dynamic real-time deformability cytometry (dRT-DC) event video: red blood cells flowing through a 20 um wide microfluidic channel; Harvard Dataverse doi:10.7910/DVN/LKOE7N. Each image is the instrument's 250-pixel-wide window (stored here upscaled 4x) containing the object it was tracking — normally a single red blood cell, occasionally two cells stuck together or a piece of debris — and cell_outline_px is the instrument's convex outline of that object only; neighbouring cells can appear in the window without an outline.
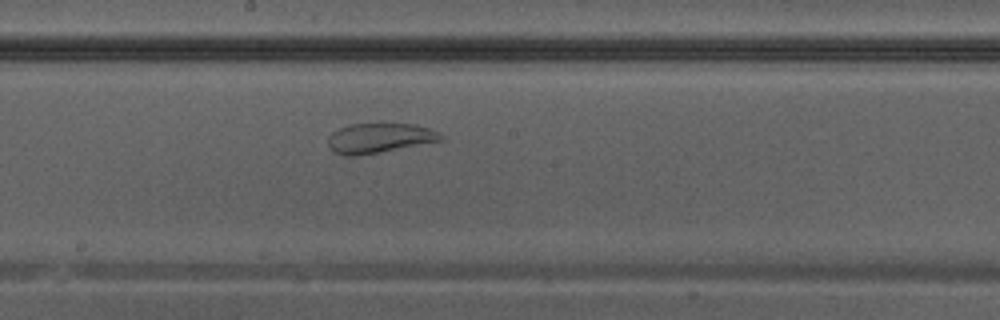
{"species": "Egyptian fruit bat (a non-hibernating species)", "species_latin": "Rousettus aegyptiacus", "temperature_condition": "warm", "stored_images_in_passage": 37, "segment_of_instrument_passage": [2, 2], "camera_frame_rate_fps": 3000, "um_per_image_px": 0.085, "animal": {"sex": "male"}, "frame": {"image": 1, "passage_image": 18, "time_ms": 5.667, "image_size_px": [1000, 320], "cell_outline_px": [[444, 140], [380, 152], [356, 156], [344, 156], [332, 152], [328, 148], [328, 136], [332, 132], [348, 124], [412, 124], [428, 128], [440, 132], [444, 136]], "centroid_in_image_um": [32.22, 11.75], "position_along_channel_um": 216.0, "area_um2": 19.71}}
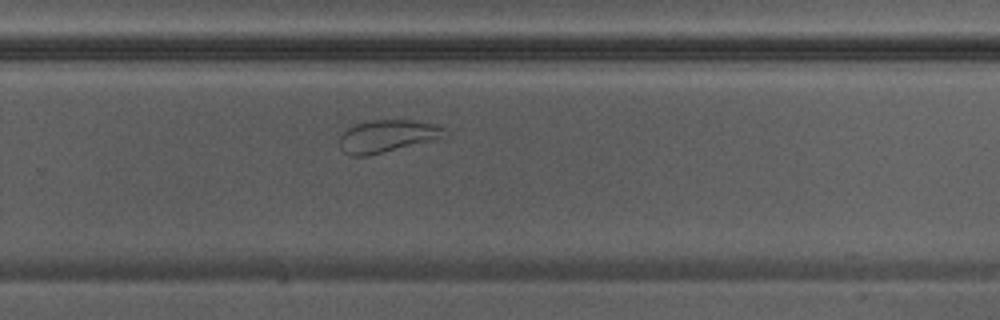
{"frame": {"image": 2, "passage_image": 23, "time_ms": 7.333, "image_size_px": [1000, 320], "cell_outline_px": [[448, 136], [368, 156], [352, 156], [344, 152], [340, 148], [340, 136], [348, 128], [356, 124], [368, 120], [412, 120], [436, 124], [444, 128], [448, 132]], "centroid_in_image_um": [32.93, 11.56], "position_along_channel_um": 296.9, "area_um2": 19.83}}
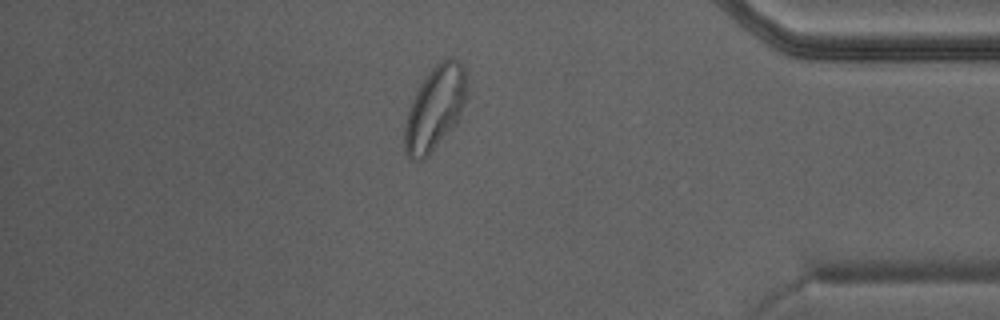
{"frame": {"image": 3, "passage_image": 31, "time_ms": 10.0, "image_size_px": [1000, 320], "cell_outline_px": [[468, 92], [464, 104], [456, 124], [428, 156], [424, 160], [412, 160], [404, 152], [404, 128], [408, 112], [412, 100], [420, 84], [432, 68], [440, 60], [452, 56], [464, 68]], "centroid_in_image_um": [36.97, 9.21], "position_along_channel_um": 398.2, "area_um2": 30.35}}